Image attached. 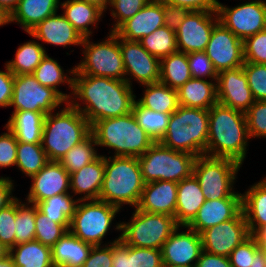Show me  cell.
I'll list each match as a JSON object with an SVG mask.
<instances>
[{
	"instance_id": "57",
	"label": "cell",
	"mask_w": 266,
	"mask_h": 267,
	"mask_svg": "<svg viewBox=\"0 0 266 267\" xmlns=\"http://www.w3.org/2000/svg\"><path fill=\"white\" fill-rule=\"evenodd\" d=\"M185 7L190 11H216L218 0H161Z\"/></svg>"
},
{
	"instance_id": "15",
	"label": "cell",
	"mask_w": 266,
	"mask_h": 267,
	"mask_svg": "<svg viewBox=\"0 0 266 267\" xmlns=\"http://www.w3.org/2000/svg\"><path fill=\"white\" fill-rule=\"evenodd\" d=\"M200 236L204 251L229 257L250 236L243 210L234 219L207 228Z\"/></svg>"
},
{
	"instance_id": "32",
	"label": "cell",
	"mask_w": 266,
	"mask_h": 267,
	"mask_svg": "<svg viewBox=\"0 0 266 267\" xmlns=\"http://www.w3.org/2000/svg\"><path fill=\"white\" fill-rule=\"evenodd\" d=\"M46 114L35 111H15L5 125L17 141L41 143Z\"/></svg>"
},
{
	"instance_id": "9",
	"label": "cell",
	"mask_w": 266,
	"mask_h": 267,
	"mask_svg": "<svg viewBox=\"0 0 266 267\" xmlns=\"http://www.w3.org/2000/svg\"><path fill=\"white\" fill-rule=\"evenodd\" d=\"M242 165L230 158L197 156L193 175L197 178L204 198L216 200L227 197H242L234 189L237 174Z\"/></svg>"
},
{
	"instance_id": "30",
	"label": "cell",
	"mask_w": 266,
	"mask_h": 267,
	"mask_svg": "<svg viewBox=\"0 0 266 267\" xmlns=\"http://www.w3.org/2000/svg\"><path fill=\"white\" fill-rule=\"evenodd\" d=\"M179 105L209 110L218 103L217 81L191 78L178 90Z\"/></svg>"
},
{
	"instance_id": "39",
	"label": "cell",
	"mask_w": 266,
	"mask_h": 267,
	"mask_svg": "<svg viewBox=\"0 0 266 267\" xmlns=\"http://www.w3.org/2000/svg\"><path fill=\"white\" fill-rule=\"evenodd\" d=\"M132 113L137 123L154 142H159L164 137L171 114L159 113L143 107L137 100L134 102Z\"/></svg>"
},
{
	"instance_id": "19",
	"label": "cell",
	"mask_w": 266,
	"mask_h": 267,
	"mask_svg": "<svg viewBox=\"0 0 266 267\" xmlns=\"http://www.w3.org/2000/svg\"><path fill=\"white\" fill-rule=\"evenodd\" d=\"M218 103L246 113L255 102L243 67L221 71L217 75Z\"/></svg>"
},
{
	"instance_id": "16",
	"label": "cell",
	"mask_w": 266,
	"mask_h": 267,
	"mask_svg": "<svg viewBox=\"0 0 266 267\" xmlns=\"http://www.w3.org/2000/svg\"><path fill=\"white\" fill-rule=\"evenodd\" d=\"M215 71L236 69L244 64L243 40L218 22L205 50Z\"/></svg>"
},
{
	"instance_id": "59",
	"label": "cell",
	"mask_w": 266,
	"mask_h": 267,
	"mask_svg": "<svg viewBox=\"0 0 266 267\" xmlns=\"http://www.w3.org/2000/svg\"><path fill=\"white\" fill-rule=\"evenodd\" d=\"M195 267H232L229 257L202 251Z\"/></svg>"
},
{
	"instance_id": "49",
	"label": "cell",
	"mask_w": 266,
	"mask_h": 267,
	"mask_svg": "<svg viewBox=\"0 0 266 267\" xmlns=\"http://www.w3.org/2000/svg\"><path fill=\"white\" fill-rule=\"evenodd\" d=\"M244 61L266 64V29L243 41Z\"/></svg>"
},
{
	"instance_id": "6",
	"label": "cell",
	"mask_w": 266,
	"mask_h": 267,
	"mask_svg": "<svg viewBox=\"0 0 266 267\" xmlns=\"http://www.w3.org/2000/svg\"><path fill=\"white\" fill-rule=\"evenodd\" d=\"M209 110L179 105L170 115L168 128L159 141L175 151L206 155Z\"/></svg>"
},
{
	"instance_id": "22",
	"label": "cell",
	"mask_w": 266,
	"mask_h": 267,
	"mask_svg": "<svg viewBox=\"0 0 266 267\" xmlns=\"http://www.w3.org/2000/svg\"><path fill=\"white\" fill-rule=\"evenodd\" d=\"M241 211L242 197L207 199L188 227L200 234L207 228L234 219Z\"/></svg>"
},
{
	"instance_id": "43",
	"label": "cell",
	"mask_w": 266,
	"mask_h": 267,
	"mask_svg": "<svg viewBox=\"0 0 266 267\" xmlns=\"http://www.w3.org/2000/svg\"><path fill=\"white\" fill-rule=\"evenodd\" d=\"M37 206L16 198L15 237L16 244L35 240V217Z\"/></svg>"
},
{
	"instance_id": "18",
	"label": "cell",
	"mask_w": 266,
	"mask_h": 267,
	"mask_svg": "<svg viewBox=\"0 0 266 267\" xmlns=\"http://www.w3.org/2000/svg\"><path fill=\"white\" fill-rule=\"evenodd\" d=\"M183 228L187 231H179V226L161 247L163 264L195 267L203 251L201 236L188 226Z\"/></svg>"
},
{
	"instance_id": "61",
	"label": "cell",
	"mask_w": 266,
	"mask_h": 267,
	"mask_svg": "<svg viewBox=\"0 0 266 267\" xmlns=\"http://www.w3.org/2000/svg\"><path fill=\"white\" fill-rule=\"evenodd\" d=\"M81 1L96 5L103 12H106L111 0H81Z\"/></svg>"
},
{
	"instance_id": "64",
	"label": "cell",
	"mask_w": 266,
	"mask_h": 267,
	"mask_svg": "<svg viewBox=\"0 0 266 267\" xmlns=\"http://www.w3.org/2000/svg\"><path fill=\"white\" fill-rule=\"evenodd\" d=\"M19 0H0V5L5 8L9 13L16 8Z\"/></svg>"
},
{
	"instance_id": "10",
	"label": "cell",
	"mask_w": 266,
	"mask_h": 267,
	"mask_svg": "<svg viewBox=\"0 0 266 267\" xmlns=\"http://www.w3.org/2000/svg\"><path fill=\"white\" fill-rule=\"evenodd\" d=\"M103 41L94 43L90 37L83 38L81 46L83 59L75 70L82 75H92L97 77H109L125 81V68L121 55L119 37L114 33Z\"/></svg>"
},
{
	"instance_id": "55",
	"label": "cell",
	"mask_w": 266,
	"mask_h": 267,
	"mask_svg": "<svg viewBox=\"0 0 266 267\" xmlns=\"http://www.w3.org/2000/svg\"><path fill=\"white\" fill-rule=\"evenodd\" d=\"M163 12H164V25L171 30L177 31L182 21L186 18L190 12L185 7L171 4L163 1Z\"/></svg>"
},
{
	"instance_id": "50",
	"label": "cell",
	"mask_w": 266,
	"mask_h": 267,
	"mask_svg": "<svg viewBox=\"0 0 266 267\" xmlns=\"http://www.w3.org/2000/svg\"><path fill=\"white\" fill-rule=\"evenodd\" d=\"M16 199L0 210V242L9 250L16 245Z\"/></svg>"
},
{
	"instance_id": "51",
	"label": "cell",
	"mask_w": 266,
	"mask_h": 267,
	"mask_svg": "<svg viewBox=\"0 0 266 267\" xmlns=\"http://www.w3.org/2000/svg\"><path fill=\"white\" fill-rule=\"evenodd\" d=\"M260 250L256 238L250 235L229 255L232 267H251L254 255Z\"/></svg>"
},
{
	"instance_id": "60",
	"label": "cell",
	"mask_w": 266,
	"mask_h": 267,
	"mask_svg": "<svg viewBox=\"0 0 266 267\" xmlns=\"http://www.w3.org/2000/svg\"><path fill=\"white\" fill-rule=\"evenodd\" d=\"M14 180L0 176V210L10 205L17 197L13 196Z\"/></svg>"
},
{
	"instance_id": "17",
	"label": "cell",
	"mask_w": 266,
	"mask_h": 267,
	"mask_svg": "<svg viewBox=\"0 0 266 267\" xmlns=\"http://www.w3.org/2000/svg\"><path fill=\"white\" fill-rule=\"evenodd\" d=\"M218 22L216 11H190L175 31L178 51L186 54L205 51Z\"/></svg>"
},
{
	"instance_id": "3",
	"label": "cell",
	"mask_w": 266,
	"mask_h": 267,
	"mask_svg": "<svg viewBox=\"0 0 266 267\" xmlns=\"http://www.w3.org/2000/svg\"><path fill=\"white\" fill-rule=\"evenodd\" d=\"M145 182L138 157L105 155V173L99 200L118 207L136 208Z\"/></svg>"
},
{
	"instance_id": "62",
	"label": "cell",
	"mask_w": 266,
	"mask_h": 267,
	"mask_svg": "<svg viewBox=\"0 0 266 267\" xmlns=\"http://www.w3.org/2000/svg\"><path fill=\"white\" fill-rule=\"evenodd\" d=\"M11 23V13L0 5V26Z\"/></svg>"
},
{
	"instance_id": "26",
	"label": "cell",
	"mask_w": 266,
	"mask_h": 267,
	"mask_svg": "<svg viewBox=\"0 0 266 267\" xmlns=\"http://www.w3.org/2000/svg\"><path fill=\"white\" fill-rule=\"evenodd\" d=\"M205 200L197 178L193 174L178 183L175 219L181 229L193 221Z\"/></svg>"
},
{
	"instance_id": "1",
	"label": "cell",
	"mask_w": 266,
	"mask_h": 267,
	"mask_svg": "<svg viewBox=\"0 0 266 267\" xmlns=\"http://www.w3.org/2000/svg\"><path fill=\"white\" fill-rule=\"evenodd\" d=\"M67 74L73 76V93L69 103L83 114L91 126L101 119L132 112L136 95L126 81L82 75L75 67L69 69Z\"/></svg>"
},
{
	"instance_id": "69",
	"label": "cell",
	"mask_w": 266,
	"mask_h": 267,
	"mask_svg": "<svg viewBox=\"0 0 266 267\" xmlns=\"http://www.w3.org/2000/svg\"><path fill=\"white\" fill-rule=\"evenodd\" d=\"M162 267H190V266L163 264Z\"/></svg>"
},
{
	"instance_id": "58",
	"label": "cell",
	"mask_w": 266,
	"mask_h": 267,
	"mask_svg": "<svg viewBox=\"0 0 266 267\" xmlns=\"http://www.w3.org/2000/svg\"><path fill=\"white\" fill-rule=\"evenodd\" d=\"M110 244L113 246L112 267H128L129 245L120 238V235L113 242L110 241Z\"/></svg>"
},
{
	"instance_id": "21",
	"label": "cell",
	"mask_w": 266,
	"mask_h": 267,
	"mask_svg": "<svg viewBox=\"0 0 266 267\" xmlns=\"http://www.w3.org/2000/svg\"><path fill=\"white\" fill-rule=\"evenodd\" d=\"M162 26H164L163 1L150 0L132 18L123 22L114 33L129 41H140Z\"/></svg>"
},
{
	"instance_id": "44",
	"label": "cell",
	"mask_w": 266,
	"mask_h": 267,
	"mask_svg": "<svg viewBox=\"0 0 266 267\" xmlns=\"http://www.w3.org/2000/svg\"><path fill=\"white\" fill-rule=\"evenodd\" d=\"M70 224H59L38 209L35 217V240L52 247L66 232Z\"/></svg>"
},
{
	"instance_id": "13",
	"label": "cell",
	"mask_w": 266,
	"mask_h": 267,
	"mask_svg": "<svg viewBox=\"0 0 266 267\" xmlns=\"http://www.w3.org/2000/svg\"><path fill=\"white\" fill-rule=\"evenodd\" d=\"M216 12L219 22L243 41L266 29V2L252 0L229 8L217 1Z\"/></svg>"
},
{
	"instance_id": "27",
	"label": "cell",
	"mask_w": 266,
	"mask_h": 267,
	"mask_svg": "<svg viewBox=\"0 0 266 267\" xmlns=\"http://www.w3.org/2000/svg\"><path fill=\"white\" fill-rule=\"evenodd\" d=\"M93 246L85 243L70 231L66 232L52 247L54 267H82Z\"/></svg>"
},
{
	"instance_id": "31",
	"label": "cell",
	"mask_w": 266,
	"mask_h": 267,
	"mask_svg": "<svg viewBox=\"0 0 266 267\" xmlns=\"http://www.w3.org/2000/svg\"><path fill=\"white\" fill-rule=\"evenodd\" d=\"M242 210L250 235L266 225V177L242 194Z\"/></svg>"
},
{
	"instance_id": "5",
	"label": "cell",
	"mask_w": 266,
	"mask_h": 267,
	"mask_svg": "<svg viewBox=\"0 0 266 267\" xmlns=\"http://www.w3.org/2000/svg\"><path fill=\"white\" fill-rule=\"evenodd\" d=\"M91 134L98 147L115 151L112 156L140 157L154 144L132 112L96 121L91 126Z\"/></svg>"
},
{
	"instance_id": "68",
	"label": "cell",
	"mask_w": 266,
	"mask_h": 267,
	"mask_svg": "<svg viewBox=\"0 0 266 267\" xmlns=\"http://www.w3.org/2000/svg\"><path fill=\"white\" fill-rule=\"evenodd\" d=\"M260 250L262 251L263 257H264V262L266 265V245H260Z\"/></svg>"
},
{
	"instance_id": "63",
	"label": "cell",
	"mask_w": 266,
	"mask_h": 267,
	"mask_svg": "<svg viewBox=\"0 0 266 267\" xmlns=\"http://www.w3.org/2000/svg\"><path fill=\"white\" fill-rule=\"evenodd\" d=\"M253 236L259 245H266V225L261 227Z\"/></svg>"
},
{
	"instance_id": "33",
	"label": "cell",
	"mask_w": 266,
	"mask_h": 267,
	"mask_svg": "<svg viewBox=\"0 0 266 267\" xmlns=\"http://www.w3.org/2000/svg\"><path fill=\"white\" fill-rule=\"evenodd\" d=\"M8 255L16 267H54L51 248L36 240L16 244Z\"/></svg>"
},
{
	"instance_id": "35",
	"label": "cell",
	"mask_w": 266,
	"mask_h": 267,
	"mask_svg": "<svg viewBox=\"0 0 266 267\" xmlns=\"http://www.w3.org/2000/svg\"><path fill=\"white\" fill-rule=\"evenodd\" d=\"M160 80L164 85L178 90L192 76L190 73L187 54L184 52H174L160 60Z\"/></svg>"
},
{
	"instance_id": "36",
	"label": "cell",
	"mask_w": 266,
	"mask_h": 267,
	"mask_svg": "<svg viewBox=\"0 0 266 267\" xmlns=\"http://www.w3.org/2000/svg\"><path fill=\"white\" fill-rule=\"evenodd\" d=\"M64 71L57 60L46 54L32 75L41 85L54 89L69 102L73 93V76L70 77ZM65 83L71 89L70 94H66L58 89V86L65 85Z\"/></svg>"
},
{
	"instance_id": "70",
	"label": "cell",
	"mask_w": 266,
	"mask_h": 267,
	"mask_svg": "<svg viewBox=\"0 0 266 267\" xmlns=\"http://www.w3.org/2000/svg\"><path fill=\"white\" fill-rule=\"evenodd\" d=\"M254 1L266 2V0L265 1L264 0H254Z\"/></svg>"
},
{
	"instance_id": "8",
	"label": "cell",
	"mask_w": 266,
	"mask_h": 267,
	"mask_svg": "<svg viewBox=\"0 0 266 267\" xmlns=\"http://www.w3.org/2000/svg\"><path fill=\"white\" fill-rule=\"evenodd\" d=\"M196 157L154 142L138 160L145 184L160 180L179 183L193 174Z\"/></svg>"
},
{
	"instance_id": "11",
	"label": "cell",
	"mask_w": 266,
	"mask_h": 267,
	"mask_svg": "<svg viewBox=\"0 0 266 267\" xmlns=\"http://www.w3.org/2000/svg\"><path fill=\"white\" fill-rule=\"evenodd\" d=\"M120 209L100 200H79L69 231L92 246H101Z\"/></svg>"
},
{
	"instance_id": "41",
	"label": "cell",
	"mask_w": 266,
	"mask_h": 267,
	"mask_svg": "<svg viewBox=\"0 0 266 267\" xmlns=\"http://www.w3.org/2000/svg\"><path fill=\"white\" fill-rule=\"evenodd\" d=\"M94 136L90 134L84 141L73 146L59 161L69 174L80 170L95 160L99 154ZM96 149V150H95Z\"/></svg>"
},
{
	"instance_id": "48",
	"label": "cell",
	"mask_w": 266,
	"mask_h": 267,
	"mask_svg": "<svg viewBox=\"0 0 266 267\" xmlns=\"http://www.w3.org/2000/svg\"><path fill=\"white\" fill-rule=\"evenodd\" d=\"M161 249L133 247L129 245L128 267H162Z\"/></svg>"
},
{
	"instance_id": "38",
	"label": "cell",
	"mask_w": 266,
	"mask_h": 267,
	"mask_svg": "<svg viewBox=\"0 0 266 267\" xmlns=\"http://www.w3.org/2000/svg\"><path fill=\"white\" fill-rule=\"evenodd\" d=\"M70 193L58 194L36 204L38 210L59 224H70L79 199Z\"/></svg>"
},
{
	"instance_id": "23",
	"label": "cell",
	"mask_w": 266,
	"mask_h": 267,
	"mask_svg": "<svg viewBox=\"0 0 266 267\" xmlns=\"http://www.w3.org/2000/svg\"><path fill=\"white\" fill-rule=\"evenodd\" d=\"M178 183L160 180L145 184L137 209L175 217Z\"/></svg>"
},
{
	"instance_id": "65",
	"label": "cell",
	"mask_w": 266,
	"mask_h": 267,
	"mask_svg": "<svg viewBox=\"0 0 266 267\" xmlns=\"http://www.w3.org/2000/svg\"><path fill=\"white\" fill-rule=\"evenodd\" d=\"M251 267H266L262 251L259 250L253 257V264Z\"/></svg>"
},
{
	"instance_id": "53",
	"label": "cell",
	"mask_w": 266,
	"mask_h": 267,
	"mask_svg": "<svg viewBox=\"0 0 266 267\" xmlns=\"http://www.w3.org/2000/svg\"><path fill=\"white\" fill-rule=\"evenodd\" d=\"M7 132L0 135V168L16 165L18 141L15 135L5 126Z\"/></svg>"
},
{
	"instance_id": "52",
	"label": "cell",
	"mask_w": 266,
	"mask_h": 267,
	"mask_svg": "<svg viewBox=\"0 0 266 267\" xmlns=\"http://www.w3.org/2000/svg\"><path fill=\"white\" fill-rule=\"evenodd\" d=\"M187 57L192 78H210L212 81H217L218 74L205 51L191 52L187 54Z\"/></svg>"
},
{
	"instance_id": "28",
	"label": "cell",
	"mask_w": 266,
	"mask_h": 267,
	"mask_svg": "<svg viewBox=\"0 0 266 267\" xmlns=\"http://www.w3.org/2000/svg\"><path fill=\"white\" fill-rule=\"evenodd\" d=\"M60 6L64 11L62 15L83 38L92 36L91 28H97V23L104 15L96 5L81 0H66L60 2Z\"/></svg>"
},
{
	"instance_id": "40",
	"label": "cell",
	"mask_w": 266,
	"mask_h": 267,
	"mask_svg": "<svg viewBox=\"0 0 266 267\" xmlns=\"http://www.w3.org/2000/svg\"><path fill=\"white\" fill-rule=\"evenodd\" d=\"M48 158L41 143L18 141L16 165L27 177L37 174L47 163Z\"/></svg>"
},
{
	"instance_id": "45",
	"label": "cell",
	"mask_w": 266,
	"mask_h": 267,
	"mask_svg": "<svg viewBox=\"0 0 266 267\" xmlns=\"http://www.w3.org/2000/svg\"><path fill=\"white\" fill-rule=\"evenodd\" d=\"M242 67L255 101H266V64L244 62Z\"/></svg>"
},
{
	"instance_id": "46",
	"label": "cell",
	"mask_w": 266,
	"mask_h": 267,
	"mask_svg": "<svg viewBox=\"0 0 266 267\" xmlns=\"http://www.w3.org/2000/svg\"><path fill=\"white\" fill-rule=\"evenodd\" d=\"M150 0H111L109 6L115 23L110 28L114 32L123 22L132 18L139 12Z\"/></svg>"
},
{
	"instance_id": "67",
	"label": "cell",
	"mask_w": 266,
	"mask_h": 267,
	"mask_svg": "<svg viewBox=\"0 0 266 267\" xmlns=\"http://www.w3.org/2000/svg\"><path fill=\"white\" fill-rule=\"evenodd\" d=\"M8 254V249L0 242V259Z\"/></svg>"
},
{
	"instance_id": "24",
	"label": "cell",
	"mask_w": 266,
	"mask_h": 267,
	"mask_svg": "<svg viewBox=\"0 0 266 267\" xmlns=\"http://www.w3.org/2000/svg\"><path fill=\"white\" fill-rule=\"evenodd\" d=\"M27 34L38 41L54 46L69 47L81 46L83 37L61 14L55 13L38 23Z\"/></svg>"
},
{
	"instance_id": "37",
	"label": "cell",
	"mask_w": 266,
	"mask_h": 267,
	"mask_svg": "<svg viewBox=\"0 0 266 267\" xmlns=\"http://www.w3.org/2000/svg\"><path fill=\"white\" fill-rule=\"evenodd\" d=\"M45 49L35 39L24 42L17 48L15 58L7 61L6 65L13 75L33 74L47 54Z\"/></svg>"
},
{
	"instance_id": "56",
	"label": "cell",
	"mask_w": 266,
	"mask_h": 267,
	"mask_svg": "<svg viewBox=\"0 0 266 267\" xmlns=\"http://www.w3.org/2000/svg\"><path fill=\"white\" fill-rule=\"evenodd\" d=\"M14 76L5 64V71L0 70V107H10L13 96Z\"/></svg>"
},
{
	"instance_id": "66",
	"label": "cell",
	"mask_w": 266,
	"mask_h": 267,
	"mask_svg": "<svg viewBox=\"0 0 266 267\" xmlns=\"http://www.w3.org/2000/svg\"><path fill=\"white\" fill-rule=\"evenodd\" d=\"M0 267H16L12 258L7 254L4 258L0 259Z\"/></svg>"
},
{
	"instance_id": "12",
	"label": "cell",
	"mask_w": 266,
	"mask_h": 267,
	"mask_svg": "<svg viewBox=\"0 0 266 267\" xmlns=\"http://www.w3.org/2000/svg\"><path fill=\"white\" fill-rule=\"evenodd\" d=\"M67 101L54 89L41 85L32 75H15L10 107L14 111L49 114Z\"/></svg>"
},
{
	"instance_id": "25",
	"label": "cell",
	"mask_w": 266,
	"mask_h": 267,
	"mask_svg": "<svg viewBox=\"0 0 266 267\" xmlns=\"http://www.w3.org/2000/svg\"><path fill=\"white\" fill-rule=\"evenodd\" d=\"M104 173L105 156L99 155L91 163L70 174L71 193L79 194V200H99Z\"/></svg>"
},
{
	"instance_id": "47",
	"label": "cell",
	"mask_w": 266,
	"mask_h": 267,
	"mask_svg": "<svg viewBox=\"0 0 266 267\" xmlns=\"http://www.w3.org/2000/svg\"><path fill=\"white\" fill-rule=\"evenodd\" d=\"M245 116L249 137L266 138V101H255Z\"/></svg>"
},
{
	"instance_id": "42",
	"label": "cell",
	"mask_w": 266,
	"mask_h": 267,
	"mask_svg": "<svg viewBox=\"0 0 266 267\" xmlns=\"http://www.w3.org/2000/svg\"><path fill=\"white\" fill-rule=\"evenodd\" d=\"M139 42L148 53L160 60L178 51L176 32L165 25L143 37Z\"/></svg>"
},
{
	"instance_id": "29",
	"label": "cell",
	"mask_w": 266,
	"mask_h": 267,
	"mask_svg": "<svg viewBox=\"0 0 266 267\" xmlns=\"http://www.w3.org/2000/svg\"><path fill=\"white\" fill-rule=\"evenodd\" d=\"M60 0H19L11 13V23L15 22L28 33L38 23L57 13Z\"/></svg>"
},
{
	"instance_id": "14",
	"label": "cell",
	"mask_w": 266,
	"mask_h": 267,
	"mask_svg": "<svg viewBox=\"0 0 266 267\" xmlns=\"http://www.w3.org/2000/svg\"><path fill=\"white\" fill-rule=\"evenodd\" d=\"M119 45L125 68V81L131 87L133 78L140 83L139 85L159 82L160 59L148 53L139 41L119 37Z\"/></svg>"
},
{
	"instance_id": "54",
	"label": "cell",
	"mask_w": 266,
	"mask_h": 267,
	"mask_svg": "<svg viewBox=\"0 0 266 267\" xmlns=\"http://www.w3.org/2000/svg\"><path fill=\"white\" fill-rule=\"evenodd\" d=\"M107 243L93 246L82 267H112L113 246L109 242Z\"/></svg>"
},
{
	"instance_id": "2",
	"label": "cell",
	"mask_w": 266,
	"mask_h": 267,
	"mask_svg": "<svg viewBox=\"0 0 266 267\" xmlns=\"http://www.w3.org/2000/svg\"><path fill=\"white\" fill-rule=\"evenodd\" d=\"M249 140L245 113L220 103L209 109L207 156L230 158L242 165Z\"/></svg>"
},
{
	"instance_id": "4",
	"label": "cell",
	"mask_w": 266,
	"mask_h": 267,
	"mask_svg": "<svg viewBox=\"0 0 266 267\" xmlns=\"http://www.w3.org/2000/svg\"><path fill=\"white\" fill-rule=\"evenodd\" d=\"M91 134V125L69 102L45 116L41 145L49 161H57Z\"/></svg>"
},
{
	"instance_id": "7",
	"label": "cell",
	"mask_w": 266,
	"mask_h": 267,
	"mask_svg": "<svg viewBox=\"0 0 266 267\" xmlns=\"http://www.w3.org/2000/svg\"><path fill=\"white\" fill-rule=\"evenodd\" d=\"M179 227L171 215L143 212L134 209L129 222L116 223L120 238L133 247L161 249L165 241Z\"/></svg>"
},
{
	"instance_id": "34",
	"label": "cell",
	"mask_w": 266,
	"mask_h": 267,
	"mask_svg": "<svg viewBox=\"0 0 266 267\" xmlns=\"http://www.w3.org/2000/svg\"><path fill=\"white\" fill-rule=\"evenodd\" d=\"M143 97L138 102L148 109L159 113L172 114L178 107V93L161 82L143 85Z\"/></svg>"
},
{
	"instance_id": "20",
	"label": "cell",
	"mask_w": 266,
	"mask_h": 267,
	"mask_svg": "<svg viewBox=\"0 0 266 267\" xmlns=\"http://www.w3.org/2000/svg\"><path fill=\"white\" fill-rule=\"evenodd\" d=\"M32 184L26 201L37 204L49 197L58 194L71 193L70 174L57 161L48 163L35 175L30 177Z\"/></svg>"
}]
</instances>
